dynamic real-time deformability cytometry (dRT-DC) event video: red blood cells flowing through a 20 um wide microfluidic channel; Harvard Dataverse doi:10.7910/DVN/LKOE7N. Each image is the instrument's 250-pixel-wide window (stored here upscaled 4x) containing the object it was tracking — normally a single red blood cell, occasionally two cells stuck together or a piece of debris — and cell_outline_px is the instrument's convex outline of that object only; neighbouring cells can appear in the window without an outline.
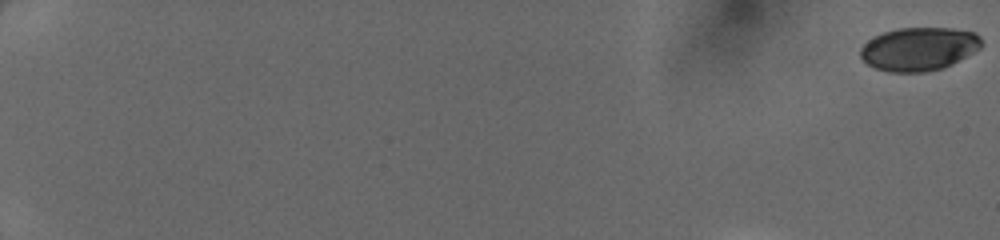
{"species": "human", "species_latin": "Homo sapiens", "temperature_condition": "cold", "stored_images_in_passage": 42, "camera_frame_rate_fps": 3000, "um_per_image_px": 0.085, "donor": {"sex": "female"}, "frame": {"image": 1, "passage_image": 1, "time_ms": 0.0, "image_size_px": [1000, 240], "cell_outline_px": [[984, 44], [980, 48], [952, 64], [940, 68], [924, 72], [888, 72], [876, 68], [868, 64], [860, 56], [860, 48], [868, 40], [884, 32], [900, 28], [952, 28], [976, 32], [980, 36]], "centroid_in_image_um": [78.13, 4.15], "position_along_channel_um": 6.9, "area_um2": 30.52}}
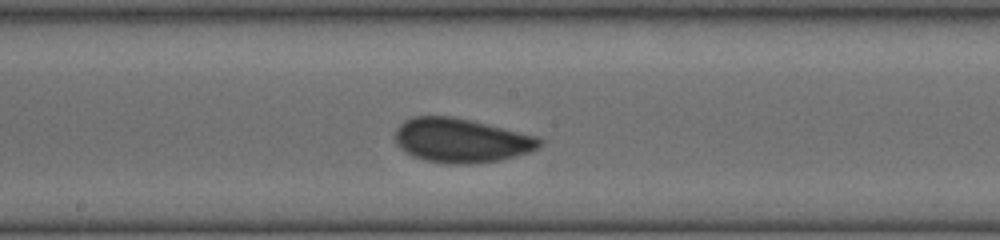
{"frame": {"image": 2, "passage_image": 26, "time_ms": 8.333, "image_size_px": [1000, 240], "cell_outline_px": [[544, 140], [540, 148], [516, 156], [500, 160], [472, 164], [448, 164], [424, 160], [412, 156], [400, 148], [396, 144], [396, 128], [404, 120], [412, 116], [452, 116], [536, 136]], "centroid_in_image_um": [39.19, 11.95], "position_along_channel_um": 209.0, "area_um2": 37.22}}
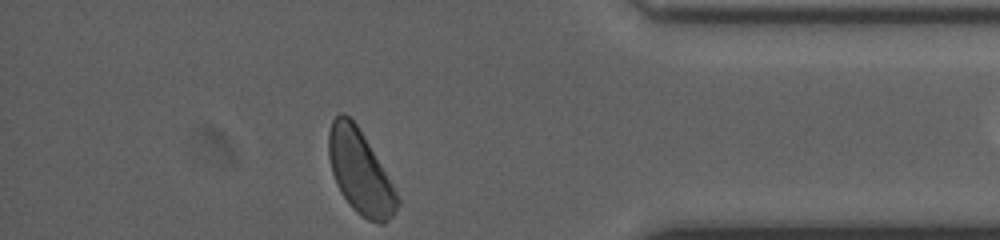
{"frame": {"image": 3, "passage_image": 41, "time_ms": 13.333, "image_size_px": [1000, 240], "cell_outline_px": [[400, 204], [392, 216], [384, 224], [380, 224], [368, 220], [360, 216], [352, 208], [340, 192], [336, 184], [332, 172], [328, 156], [328, 132], [332, 120], [340, 112], [344, 112], [356, 124], [364, 136], [392, 184], [400, 200]], "centroid_in_image_um": [30.58, 14.64], "position_along_channel_um": 404.6, "area_um2": 33.29}}